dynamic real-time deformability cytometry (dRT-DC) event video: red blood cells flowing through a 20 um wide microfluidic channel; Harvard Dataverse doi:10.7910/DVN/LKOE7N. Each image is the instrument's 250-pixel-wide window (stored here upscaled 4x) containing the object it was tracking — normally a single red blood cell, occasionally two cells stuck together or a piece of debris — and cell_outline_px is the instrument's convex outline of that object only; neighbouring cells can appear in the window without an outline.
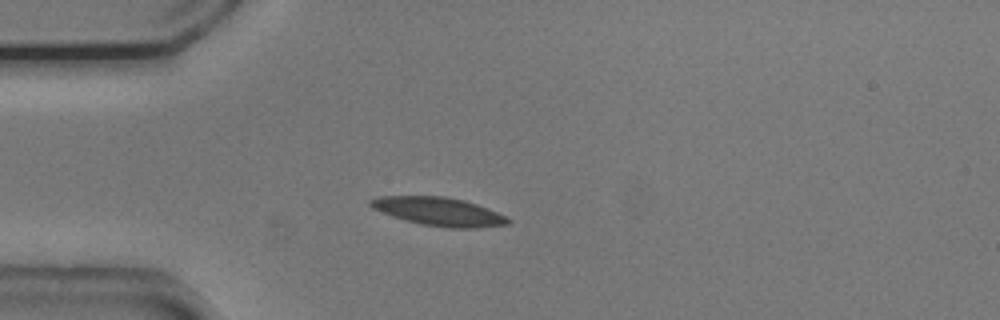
{"species": "common noctule bat (a hibernating species)", "species_latin": "Nyctalus noctula", "temperature_condition": "cold", "stored_images_in_passage": 48, "camera_frame_rate_fps": 3000, "um_per_image_px": 0.085, "animal": {"sex": "male", "body_mass_g": 20.5, "forearm_length_mm": 52.5}, "frame": {"image": 1, "passage_image": 14, "time_ms": 4.333, "image_size_px": [1000, 320], "cell_outline_px": [[512, 220], [508, 224], [476, 228], [452, 228], [420, 224], [404, 220], [392, 216], [372, 208], [368, 204], [368, 200], [380, 196], [444, 196], [464, 200], [488, 208]], "centroid_in_image_um": [37.27, 17.98], "position_along_channel_um": 47.7, "area_um2": 22.72}}
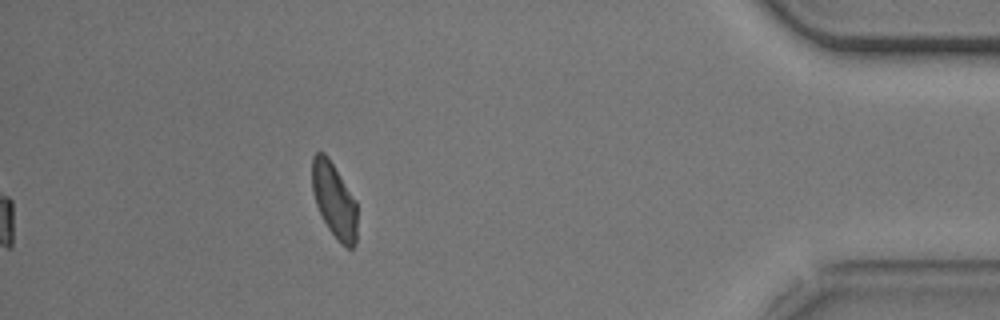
{"frame": {"image": 2, "passage_image": 48, "time_ms": 15.667, "image_size_px": [1000, 320], "cell_outline_px": [[356, 244], [352, 248], [348, 248], [328, 228], [316, 204], [312, 192], [312, 156], [316, 152], [324, 152], [328, 156], [356, 200]], "centroid_in_image_um": [28.39, 16.96], "position_along_channel_um": 406.8, "area_um2": 19.42}, "authors_computed_cell_mechanics": {"area_um2": 21.2993, "velocity_mm_per_s": 3.7206, "shape_relaxation_time_tau1_ms": 4.6931, "shape_relaxation_time_tau2_ms": 2.6933, "deformation_change_tau1": 0.1278, "deformation_change_tau2": 0.0824}}